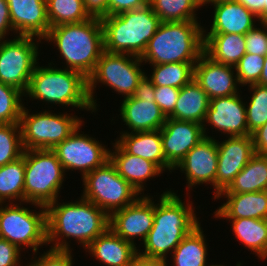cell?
I'll return each instance as SVG.
<instances>
[{"instance_id":"cell-1","label":"cell","mask_w":267,"mask_h":266,"mask_svg":"<svg viewBox=\"0 0 267 266\" xmlns=\"http://www.w3.org/2000/svg\"><path fill=\"white\" fill-rule=\"evenodd\" d=\"M46 211L47 245L50 243L54 245H51L50 249L71 250L67 241L70 237L76 238L86 249L109 228V216L82 196L76 202L61 204H58L57 200L51 202L46 206Z\"/></svg>"},{"instance_id":"cell-2","label":"cell","mask_w":267,"mask_h":266,"mask_svg":"<svg viewBox=\"0 0 267 266\" xmlns=\"http://www.w3.org/2000/svg\"><path fill=\"white\" fill-rule=\"evenodd\" d=\"M192 202L185 205L171 189L161 194L154 204L153 227L144 240V252L138 254L148 258L167 260L180 242L199 225Z\"/></svg>"},{"instance_id":"cell-3","label":"cell","mask_w":267,"mask_h":266,"mask_svg":"<svg viewBox=\"0 0 267 266\" xmlns=\"http://www.w3.org/2000/svg\"><path fill=\"white\" fill-rule=\"evenodd\" d=\"M45 41L53 42L67 69L80 72L88 78L104 52V32L100 18L92 17L81 23L51 27Z\"/></svg>"},{"instance_id":"cell-4","label":"cell","mask_w":267,"mask_h":266,"mask_svg":"<svg viewBox=\"0 0 267 266\" xmlns=\"http://www.w3.org/2000/svg\"><path fill=\"white\" fill-rule=\"evenodd\" d=\"M203 54L204 28L199 22H161L140 59L150 65L196 63Z\"/></svg>"},{"instance_id":"cell-5","label":"cell","mask_w":267,"mask_h":266,"mask_svg":"<svg viewBox=\"0 0 267 266\" xmlns=\"http://www.w3.org/2000/svg\"><path fill=\"white\" fill-rule=\"evenodd\" d=\"M104 51L141 57L161 21L150 5L101 18Z\"/></svg>"},{"instance_id":"cell-6","label":"cell","mask_w":267,"mask_h":266,"mask_svg":"<svg viewBox=\"0 0 267 266\" xmlns=\"http://www.w3.org/2000/svg\"><path fill=\"white\" fill-rule=\"evenodd\" d=\"M36 65L24 96L79 109L92 110L87 91V78L80 72L51 66Z\"/></svg>"},{"instance_id":"cell-7","label":"cell","mask_w":267,"mask_h":266,"mask_svg":"<svg viewBox=\"0 0 267 266\" xmlns=\"http://www.w3.org/2000/svg\"><path fill=\"white\" fill-rule=\"evenodd\" d=\"M64 175L52 150H25L24 203L40 207L58 200Z\"/></svg>"},{"instance_id":"cell-8","label":"cell","mask_w":267,"mask_h":266,"mask_svg":"<svg viewBox=\"0 0 267 266\" xmlns=\"http://www.w3.org/2000/svg\"><path fill=\"white\" fill-rule=\"evenodd\" d=\"M141 63L143 62L140 57L134 55L106 51L102 53L94 71L87 78L88 97L94 112L97 111L98 106L94 98L97 83L111 87L118 94L124 95V98L131 97L139 80L145 74L140 69Z\"/></svg>"},{"instance_id":"cell-9","label":"cell","mask_w":267,"mask_h":266,"mask_svg":"<svg viewBox=\"0 0 267 266\" xmlns=\"http://www.w3.org/2000/svg\"><path fill=\"white\" fill-rule=\"evenodd\" d=\"M82 197L102 209L108 216L134 203L140 194L117 172L108 160L83 178Z\"/></svg>"},{"instance_id":"cell-10","label":"cell","mask_w":267,"mask_h":266,"mask_svg":"<svg viewBox=\"0 0 267 266\" xmlns=\"http://www.w3.org/2000/svg\"><path fill=\"white\" fill-rule=\"evenodd\" d=\"M80 119L66 112L53 114L46 109L43 113L30 114L23 106L19 124L24 150H52L83 124Z\"/></svg>"},{"instance_id":"cell-11","label":"cell","mask_w":267,"mask_h":266,"mask_svg":"<svg viewBox=\"0 0 267 266\" xmlns=\"http://www.w3.org/2000/svg\"><path fill=\"white\" fill-rule=\"evenodd\" d=\"M39 208L40 212H32L30 208L21 207V202L18 205L7 203L4 207L0 204V238L19 249L29 247L37 254L39 246L47 244L46 206Z\"/></svg>"},{"instance_id":"cell-12","label":"cell","mask_w":267,"mask_h":266,"mask_svg":"<svg viewBox=\"0 0 267 266\" xmlns=\"http://www.w3.org/2000/svg\"><path fill=\"white\" fill-rule=\"evenodd\" d=\"M37 40L41 43L33 36L17 35L0 41V82L26 93L39 60Z\"/></svg>"},{"instance_id":"cell-13","label":"cell","mask_w":267,"mask_h":266,"mask_svg":"<svg viewBox=\"0 0 267 266\" xmlns=\"http://www.w3.org/2000/svg\"><path fill=\"white\" fill-rule=\"evenodd\" d=\"M82 124L52 151L62 164L64 171L79 170L82 178L109 160V149L95 138L80 133ZM79 132V133H78Z\"/></svg>"},{"instance_id":"cell-14","label":"cell","mask_w":267,"mask_h":266,"mask_svg":"<svg viewBox=\"0 0 267 266\" xmlns=\"http://www.w3.org/2000/svg\"><path fill=\"white\" fill-rule=\"evenodd\" d=\"M142 196V197H141ZM134 203L109 216V228L123 240L132 243L134 237L144 242L153 227L154 203L150 196L141 195Z\"/></svg>"},{"instance_id":"cell-15","label":"cell","mask_w":267,"mask_h":266,"mask_svg":"<svg viewBox=\"0 0 267 266\" xmlns=\"http://www.w3.org/2000/svg\"><path fill=\"white\" fill-rule=\"evenodd\" d=\"M223 142L217 141L218 167L215 180V198L226 190L235 176L256 154L251 135L229 137Z\"/></svg>"},{"instance_id":"cell-16","label":"cell","mask_w":267,"mask_h":266,"mask_svg":"<svg viewBox=\"0 0 267 266\" xmlns=\"http://www.w3.org/2000/svg\"><path fill=\"white\" fill-rule=\"evenodd\" d=\"M239 94L210 99L203 124L205 137H211L207 135L205 122L229 137L251 135L247 127L246 103Z\"/></svg>"},{"instance_id":"cell-17","label":"cell","mask_w":267,"mask_h":266,"mask_svg":"<svg viewBox=\"0 0 267 266\" xmlns=\"http://www.w3.org/2000/svg\"><path fill=\"white\" fill-rule=\"evenodd\" d=\"M218 167L217 141L213 137H204L184 158L174 167L185 172L187 187L200 184H210L214 187Z\"/></svg>"},{"instance_id":"cell-18","label":"cell","mask_w":267,"mask_h":266,"mask_svg":"<svg viewBox=\"0 0 267 266\" xmlns=\"http://www.w3.org/2000/svg\"><path fill=\"white\" fill-rule=\"evenodd\" d=\"M160 132L165 160L173 169L205 137L203 125L169 117Z\"/></svg>"},{"instance_id":"cell-19","label":"cell","mask_w":267,"mask_h":266,"mask_svg":"<svg viewBox=\"0 0 267 266\" xmlns=\"http://www.w3.org/2000/svg\"><path fill=\"white\" fill-rule=\"evenodd\" d=\"M233 69L234 66L216 63L203 54L194 65V80L209 99L235 95L239 93V83Z\"/></svg>"},{"instance_id":"cell-20","label":"cell","mask_w":267,"mask_h":266,"mask_svg":"<svg viewBox=\"0 0 267 266\" xmlns=\"http://www.w3.org/2000/svg\"><path fill=\"white\" fill-rule=\"evenodd\" d=\"M14 32L44 39L50 29L46 0H7Z\"/></svg>"},{"instance_id":"cell-21","label":"cell","mask_w":267,"mask_h":266,"mask_svg":"<svg viewBox=\"0 0 267 266\" xmlns=\"http://www.w3.org/2000/svg\"><path fill=\"white\" fill-rule=\"evenodd\" d=\"M113 148L115 149L113 152L109 151V160L116 167L118 174L140 195L145 190V181L163 172L152 161L128 154L116 141L113 143Z\"/></svg>"},{"instance_id":"cell-22","label":"cell","mask_w":267,"mask_h":266,"mask_svg":"<svg viewBox=\"0 0 267 266\" xmlns=\"http://www.w3.org/2000/svg\"><path fill=\"white\" fill-rule=\"evenodd\" d=\"M120 115L123 122L130 128L131 133L141 131L160 130L166 117L155 99L140 100L126 97L123 99Z\"/></svg>"},{"instance_id":"cell-23","label":"cell","mask_w":267,"mask_h":266,"mask_svg":"<svg viewBox=\"0 0 267 266\" xmlns=\"http://www.w3.org/2000/svg\"><path fill=\"white\" fill-rule=\"evenodd\" d=\"M227 198L226 203L214 212L215 218L267 219V190L260 192L219 194L215 199Z\"/></svg>"},{"instance_id":"cell-24","label":"cell","mask_w":267,"mask_h":266,"mask_svg":"<svg viewBox=\"0 0 267 266\" xmlns=\"http://www.w3.org/2000/svg\"><path fill=\"white\" fill-rule=\"evenodd\" d=\"M124 132V133H123ZM116 142L128 153L155 163L162 171L173 168L165 160L160 130L129 133L123 131Z\"/></svg>"},{"instance_id":"cell-25","label":"cell","mask_w":267,"mask_h":266,"mask_svg":"<svg viewBox=\"0 0 267 266\" xmlns=\"http://www.w3.org/2000/svg\"><path fill=\"white\" fill-rule=\"evenodd\" d=\"M107 266H130L138 254L135 245L123 240L108 228L85 249Z\"/></svg>"},{"instance_id":"cell-26","label":"cell","mask_w":267,"mask_h":266,"mask_svg":"<svg viewBox=\"0 0 267 266\" xmlns=\"http://www.w3.org/2000/svg\"><path fill=\"white\" fill-rule=\"evenodd\" d=\"M214 5L213 23L210 32L245 35L255 26L257 18L238 1L221 2Z\"/></svg>"},{"instance_id":"cell-27","label":"cell","mask_w":267,"mask_h":266,"mask_svg":"<svg viewBox=\"0 0 267 266\" xmlns=\"http://www.w3.org/2000/svg\"><path fill=\"white\" fill-rule=\"evenodd\" d=\"M204 32V54L212 61L235 67L245 55L244 35Z\"/></svg>"},{"instance_id":"cell-28","label":"cell","mask_w":267,"mask_h":266,"mask_svg":"<svg viewBox=\"0 0 267 266\" xmlns=\"http://www.w3.org/2000/svg\"><path fill=\"white\" fill-rule=\"evenodd\" d=\"M210 99L201 86L193 79L180 88V93L169 118L204 124Z\"/></svg>"},{"instance_id":"cell-29","label":"cell","mask_w":267,"mask_h":266,"mask_svg":"<svg viewBox=\"0 0 267 266\" xmlns=\"http://www.w3.org/2000/svg\"><path fill=\"white\" fill-rule=\"evenodd\" d=\"M267 190V155L255 154L220 194H238Z\"/></svg>"},{"instance_id":"cell-30","label":"cell","mask_w":267,"mask_h":266,"mask_svg":"<svg viewBox=\"0 0 267 266\" xmlns=\"http://www.w3.org/2000/svg\"><path fill=\"white\" fill-rule=\"evenodd\" d=\"M226 220H232V230L245 247L254 252L261 260L267 258V219Z\"/></svg>"},{"instance_id":"cell-31","label":"cell","mask_w":267,"mask_h":266,"mask_svg":"<svg viewBox=\"0 0 267 266\" xmlns=\"http://www.w3.org/2000/svg\"><path fill=\"white\" fill-rule=\"evenodd\" d=\"M207 251L205 235L199 224L174 249L173 266H207Z\"/></svg>"},{"instance_id":"cell-32","label":"cell","mask_w":267,"mask_h":266,"mask_svg":"<svg viewBox=\"0 0 267 266\" xmlns=\"http://www.w3.org/2000/svg\"><path fill=\"white\" fill-rule=\"evenodd\" d=\"M24 181L25 150L21 157L0 167V204L7 199L12 204L14 200L24 202Z\"/></svg>"},{"instance_id":"cell-33","label":"cell","mask_w":267,"mask_h":266,"mask_svg":"<svg viewBox=\"0 0 267 266\" xmlns=\"http://www.w3.org/2000/svg\"><path fill=\"white\" fill-rule=\"evenodd\" d=\"M149 5L161 22L198 21L195 12L202 6L201 0H150Z\"/></svg>"},{"instance_id":"cell-34","label":"cell","mask_w":267,"mask_h":266,"mask_svg":"<svg viewBox=\"0 0 267 266\" xmlns=\"http://www.w3.org/2000/svg\"><path fill=\"white\" fill-rule=\"evenodd\" d=\"M46 7L50 28L92 18L86 11L84 0H46Z\"/></svg>"},{"instance_id":"cell-35","label":"cell","mask_w":267,"mask_h":266,"mask_svg":"<svg viewBox=\"0 0 267 266\" xmlns=\"http://www.w3.org/2000/svg\"><path fill=\"white\" fill-rule=\"evenodd\" d=\"M196 63H169L152 65L153 72L149 77L154 86L182 88L194 79Z\"/></svg>"},{"instance_id":"cell-36","label":"cell","mask_w":267,"mask_h":266,"mask_svg":"<svg viewBox=\"0 0 267 266\" xmlns=\"http://www.w3.org/2000/svg\"><path fill=\"white\" fill-rule=\"evenodd\" d=\"M20 124H0V167L23 155Z\"/></svg>"},{"instance_id":"cell-37","label":"cell","mask_w":267,"mask_h":266,"mask_svg":"<svg viewBox=\"0 0 267 266\" xmlns=\"http://www.w3.org/2000/svg\"><path fill=\"white\" fill-rule=\"evenodd\" d=\"M253 91L249 105L245 106L247 127L250 134L267 123V86L248 85Z\"/></svg>"},{"instance_id":"cell-38","label":"cell","mask_w":267,"mask_h":266,"mask_svg":"<svg viewBox=\"0 0 267 266\" xmlns=\"http://www.w3.org/2000/svg\"><path fill=\"white\" fill-rule=\"evenodd\" d=\"M24 94L17 88L0 82V124H19L24 106Z\"/></svg>"},{"instance_id":"cell-39","label":"cell","mask_w":267,"mask_h":266,"mask_svg":"<svg viewBox=\"0 0 267 266\" xmlns=\"http://www.w3.org/2000/svg\"><path fill=\"white\" fill-rule=\"evenodd\" d=\"M264 56L245 53L235 65L238 83L241 86L258 84L264 67Z\"/></svg>"},{"instance_id":"cell-40","label":"cell","mask_w":267,"mask_h":266,"mask_svg":"<svg viewBox=\"0 0 267 266\" xmlns=\"http://www.w3.org/2000/svg\"><path fill=\"white\" fill-rule=\"evenodd\" d=\"M262 29L254 26L244 35L246 53L265 56L267 52V23H261Z\"/></svg>"},{"instance_id":"cell-41","label":"cell","mask_w":267,"mask_h":266,"mask_svg":"<svg viewBox=\"0 0 267 266\" xmlns=\"http://www.w3.org/2000/svg\"><path fill=\"white\" fill-rule=\"evenodd\" d=\"M71 250L49 249L27 266H73Z\"/></svg>"},{"instance_id":"cell-42","label":"cell","mask_w":267,"mask_h":266,"mask_svg":"<svg viewBox=\"0 0 267 266\" xmlns=\"http://www.w3.org/2000/svg\"><path fill=\"white\" fill-rule=\"evenodd\" d=\"M179 93V88L155 86V102L166 118L173 113Z\"/></svg>"},{"instance_id":"cell-43","label":"cell","mask_w":267,"mask_h":266,"mask_svg":"<svg viewBox=\"0 0 267 266\" xmlns=\"http://www.w3.org/2000/svg\"><path fill=\"white\" fill-rule=\"evenodd\" d=\"M20 251L16 245L0 238V266H21Z\"/></svg>"},{"instance_id":"cell-44","label":"cell","mask_w":267,"mask_h":266,"mask_svg":"<svg viewBox=\"0 0 267 266\" xmlns=\"http://www.w3.org/2000/svg\"><path fill=\"white\" fill-rule=\"evenodd\" d=\"M149 5L148 0H109L108 16L118 15L125 11L139 9Z\"/></svg>"},{"instance_id":"cell-45","label":"cell","mask_w":267,"mask_h":266,"mask_svg":"<svg viewBox=\"0 0 267 266\" xmlns=\"http://www.w3.org/2000/svg\"><path fill=\"white\" fill-rule=\"evenodd\" d=\"M133 97L144 101L146 99H155V86L146 73L139 80Z\"/></svg>"},{"instance_id":"cell-46","label":"cell","mask_w":267,"mask_h":266,"mask_svg":"<svg viewBox=\"0 0 267 266\" xmlns=\"http://www.w3.org/2000/svg\"><path fill=\"white\" fill-rule=\"evenodd\" d=\"M109 0H84L86 11L91 17L102 18L108 16Z\"/></svg>"},{"instance_id":"cell-47","label":"cell","mask_w":267,"mask_h":266,"mask_svg":"<svg viewBox=\"0 0 267 266\" xmlns=\"http://www.w3.org/2000/svg\"><path fill=\"white\" fill-rule=\"evenodd\" d=\"M13 31L7 0H0V41L5 39L8 31Z\"/></svg>"},{"instance_id":"cell-48","label":"cell","mask_w":267,"mask_h":266,"mask_svg":"<svg viewBox=\"0 0 267 266\" xmlns=\"http://www.w3.org/2000/svg\"><path fill=\"white\" fill-rule=\"evenodd\" d=\"M251 136L255 153L267 155V123L254 131Z\"/></svg>"},{"instance_id":"cell-49","label":"cell","mask_w":267,"mask_h":266,"mask_svg":"<svg viewBox=\"0 0 267 266\" xmlns=\"http://www.w3.org/2000/svg\"><path fill=\"white\" fill-rule=\"evenodd\" d=\"M245 8L249 9L262 23V10L264 9V0H237Z\"/></svg>"},{"instance_id":"cell-50","label":"cell","mask_w":267,"mask_h":266,"mask_svg":"<svg viewBox=\"0 0 267 266\" xmlns=\"http://www.w3.org/2000/svg\"><path fill=\"white\" fill-rule=\"evenodd\" d=\"M167 261L162 259L148 258L137 254L130 266H167Z\"/></svg>"},{"instance_id":"cell-51","label":"cell","mask_w":267,"mask_h":266,"mask_svg":"<svg viewBox=\"0 0 267 266\" xmlns=\"http://www.w3.org/2000/svg\"><path fill=\"white\" fill-rule=\"evenodd\" d=\"M265 60H264V67L262 69L261 72V76L259 79V85H263V86H267V52L264 56Z\"/></svg>"},{"instance_id":"cell-52","label":"cell","mask_w":267,"mask_h":266,"mask_svg":"<svg viewBox=\"0 0 267 266\" xmlns=\"http://www.w3.org/2000/svg\"><path fill=\"white\" fill-rule=\"evenodd\" d=\"M230 1H237V0H201V4L203 6L209 3L212 5V4H218L221 2H230Z\"/></svg>"},{"instance_id":"cell-53","label":"cell","mask_w":267,"mask_h":266,"mask_svg":"<svg viewBox=\"0 0 267 266\" xmlns=\"http://www.w3.org/2000/svg\"><path fill=\"white\" fill-rule=\"evenodd\" d=\"M267 23V0H264V9L262 10V23Z\"/></svg>"}]
</instances>
